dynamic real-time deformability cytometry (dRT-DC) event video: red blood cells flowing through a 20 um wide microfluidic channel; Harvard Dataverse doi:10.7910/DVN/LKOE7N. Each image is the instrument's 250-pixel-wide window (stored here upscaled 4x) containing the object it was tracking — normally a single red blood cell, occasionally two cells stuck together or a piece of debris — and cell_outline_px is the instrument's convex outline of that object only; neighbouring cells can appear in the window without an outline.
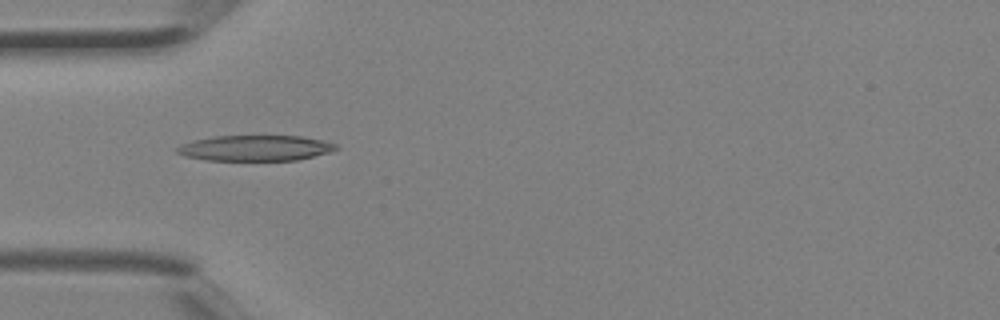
{"species": "Egyptian fruit bat (a non-hibernating species)", "species_latin": "Rousettus aegyptiacus", "temperature_condition": "room temperature", "stored_images_in_passage": 5, "camera_frame_rate_fps": 3000, "um_per_image_px": 0.085, "animal": {"sex": "female"}, "frame": {"image": 1, "passage_image": 4, "time_ms": 1.0, "image_size_px": [1000, 320], "cell_outline_px": [[340, 148], [328, 152], [296, 160], [204, 160], [184, 156], [176, 152], [176, 148], [180, 144], [192, 140], [216, 136], [300, 136], [320, 140], [336, 144]], "centroid_in_image_um": [21.64, 12.58], "position_along_channel_um": 63.4, "area_um2": 23.58}}
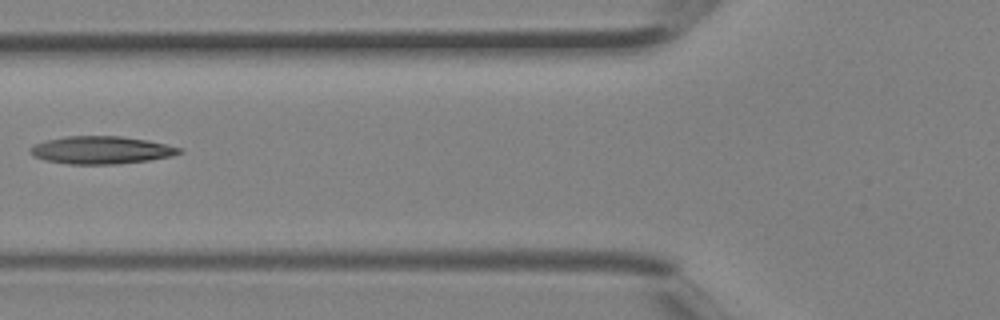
{"frame": {"image": 2, "passage_image": 5, "time_ms": 1.333, "image_size_px": [1000, 320], "cell_outline_px": [[184, 152], [172, 156], [148, 160], [116, 164], [68, 164], [44, 160], [32, 156], [28, 152], [28, 148], [44, 140], [64, 136], [120, 136], [148, 140], [184, 148]], "centroid_in_image_um": [8.59, 12.75], "position_along_channel_um": 117.2, "area_um2": 24.33}}